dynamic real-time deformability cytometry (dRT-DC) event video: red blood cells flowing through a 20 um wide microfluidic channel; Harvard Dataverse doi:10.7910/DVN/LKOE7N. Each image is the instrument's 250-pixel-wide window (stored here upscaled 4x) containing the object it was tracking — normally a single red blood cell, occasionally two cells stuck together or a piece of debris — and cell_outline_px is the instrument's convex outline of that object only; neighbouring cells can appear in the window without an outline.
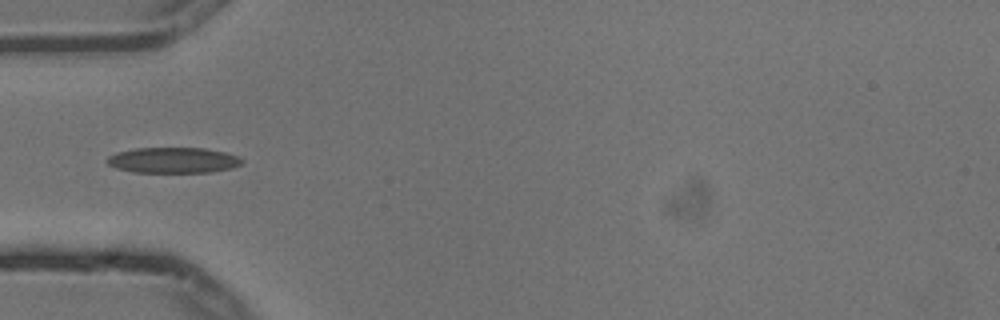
{"species": "common noctule bat (a hibernating species)", "species_latin": "Nyctalus noctula", "temperature_condition": "cold", "stored_images_in_passage": 6, "camera_frame_rate_fps": 3000, "um_per_image_px": 0.085, "animal": {"sex": "male", "body_mass_g": 13.3}, "frame": {"image": 1, "passage_image": 3, "time_ms": 0.667, "image_size_px": [1000, 320], "cell_outline_px": [[244, 164], [232, 168], [212, 172], [132, 172], [116, 168], [108, 164], [104, 160], [108, 156], [116, 152], [136, 148], [204, 148], [224, 152], [236, 156], [244, 160]], "centroid_in_image_um": [14.71, 13.62], "position_along_channel_um": 70.3, "area_um2": 20.29}}
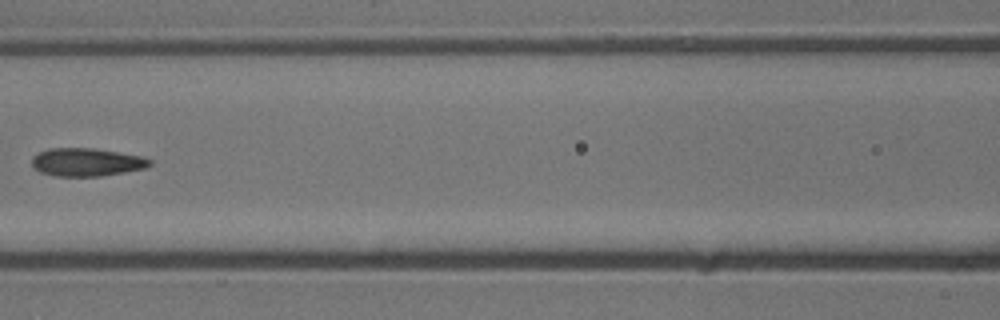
{"frame": {"image": 2, "passage_image": 5, "time_ms": 1.333, "image_size_px": [1000, 320], "cell_outline_px": [[152, 164], [148, 168], [100, 176], [56, 176], [40, 172], [32, 168], [32, 156], [48, 148], [92, 148], [144, 156], [152, 160]], "centroid_in_image_um": [7.38, 13.78], "position_along_channel_um": 159.2, "area_um2": 19.48}}
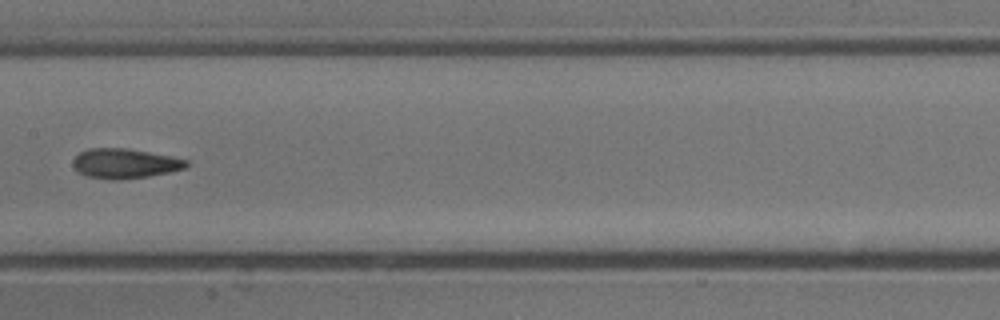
{"frame": {"image": 3, "passage_image": 6, "time_ms": 1.667, "image_size_px": [1000, 320], "cell_outline_px": [[188, 164], [184, 168], [168, 172], [148, 176], [112, 180], [88, 176], [80, 172], [72, 164], [72, 160], [80, 152], [88, 148], [128, 148], [172, 156], [188, 160]], "centroid_in_image_um": [10.61, 13.88], "position_along_channel_um": 196.8, "area_um2": 19.48}}